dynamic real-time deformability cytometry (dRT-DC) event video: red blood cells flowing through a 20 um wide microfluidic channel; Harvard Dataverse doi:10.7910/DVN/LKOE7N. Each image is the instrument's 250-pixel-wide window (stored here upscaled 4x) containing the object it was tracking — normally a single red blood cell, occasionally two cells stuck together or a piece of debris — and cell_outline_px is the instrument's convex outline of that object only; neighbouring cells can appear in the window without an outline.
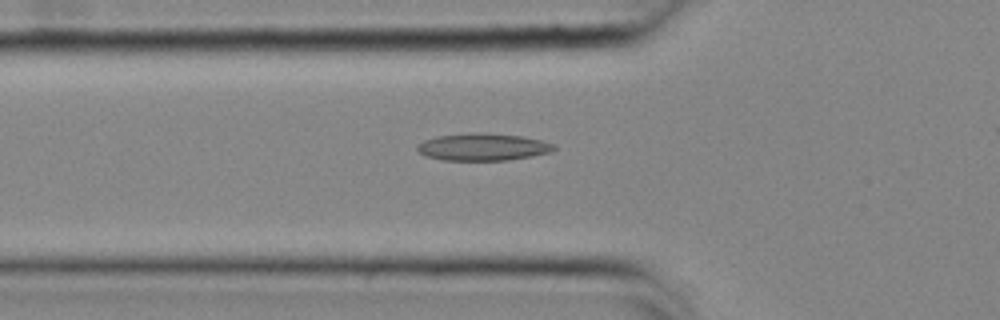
{"species": "common noctule bat (a hibernating species)", "species_latin": "Nyctalus noctula", "temperature_condition": "cold", "stored_images_in_passage": 49, "camera_frame_rate_fps": 3000, "um_per_image_px": 0.085, "animal": {"sex": "female", "body_mass_g": 25.1}, "frame": {"image": 1, "passage_image": 19, "time_ms": 6.0, "image_size_px": [1000, 320], "cell_outline_px": [[556, 148], [552, 152], [532, 156], [508, 160], [444, 160], [424, 156], [416, 148], [416, 144], [424, 140], [436, 136], [472, 132], [476, 132], [524, 136], [556, 144]], "centroid_in_image_um": [41.05, 12.49], "position_along_channel_um": 84.8, "area_um2": 21.91}}
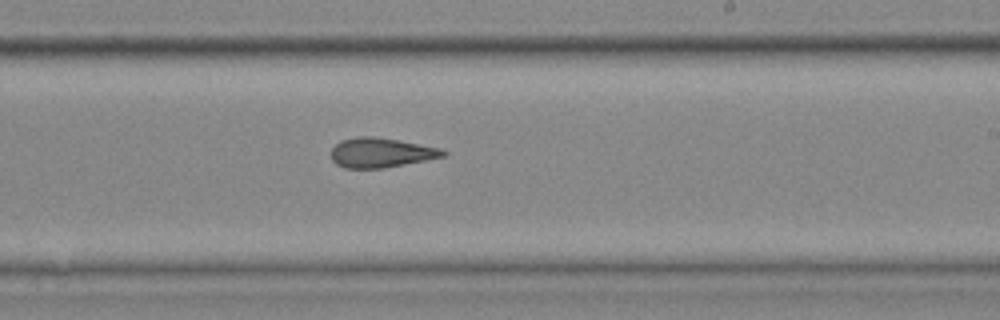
{"frame": {"image": 2, "passage_image": 33, "time_ms": 10.667, "image_size_px": [1000, 320], "cell_outline_px": [[448, 156], [384, 168], [344, 168], [336, 164], [332, 160], [332, 148], [340, 140], [356, 136], [372, 136], [444, 148], [448, 152]], "centroid_in_image_um": [32.42, 12.97], "position_along_channel_um": 256.6, "area_um2": 19.54}}
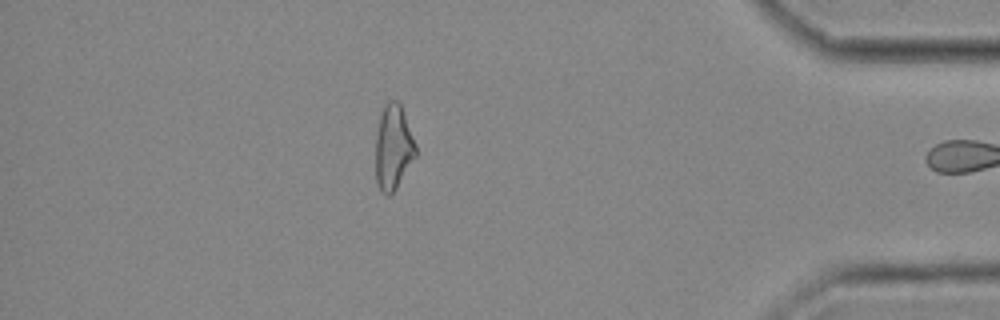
{"frame": {"image": 3, "passage_image": 48, "time_ms": 15.667, "image_size_px": [1000, 320], "cell_outline_px": [[416, 156], [396, 188], [388, 196], [380, 192], [376, 180], [376, 132], [380, 116], [388, 100], [396, 100], [400, 104], [416, 144]], "centroid_in_image_um": [33.42, 12.55], "position_along_channel_um": 401.8, "area_um2": 19.65}, "authors_computed_cell_mechanics": {"area_um2": 20.1144, "velocity_mm_per_s": 3.6798, "shape_relaxation_time_tau1_ms": 5.5446, "shape_relaxation_time_tau2_ms": 3.0705, "deformation_change_tau1": 0.158, "deformation_change_tau2": 0.1242}}